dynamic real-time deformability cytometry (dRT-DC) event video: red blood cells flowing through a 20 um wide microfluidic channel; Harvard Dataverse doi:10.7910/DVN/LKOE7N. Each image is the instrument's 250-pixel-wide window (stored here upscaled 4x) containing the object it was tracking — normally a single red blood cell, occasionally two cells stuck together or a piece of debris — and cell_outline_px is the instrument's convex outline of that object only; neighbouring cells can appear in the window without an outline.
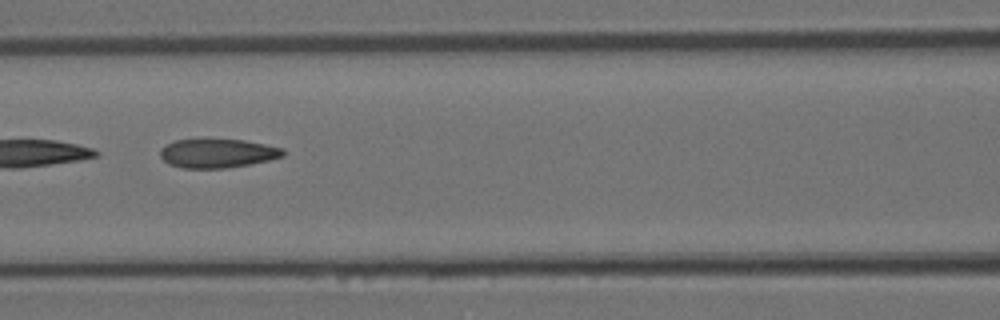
{"species": "Egyptian fruit bat (a non-hibernating species)", "species_latin": "Rousettus aegyptiacus", "temperature_condition": "room temperature", "stored_images_in_passage": 23, "camera_frame_rate_fps": 3000, "um_per_image_px": 0.085, "animal": {"sex": "female"}, "frame": {"image": 1, "passage_image": 18, "time_ms": 5.667, "image_size_px": [1000, 320], "cell_outline_px": [[284, 156], [268, 160], [248, 164], [224, 168], [180, 168], [168, 164], [160, 156], [160, 148], [164, 144], [176, 140], [244, 140], [284, 148]], "centroid_in_image_um": [18.45, 13.03], "position_along_channel_um": 148.2, "area_um2": 20.58}}
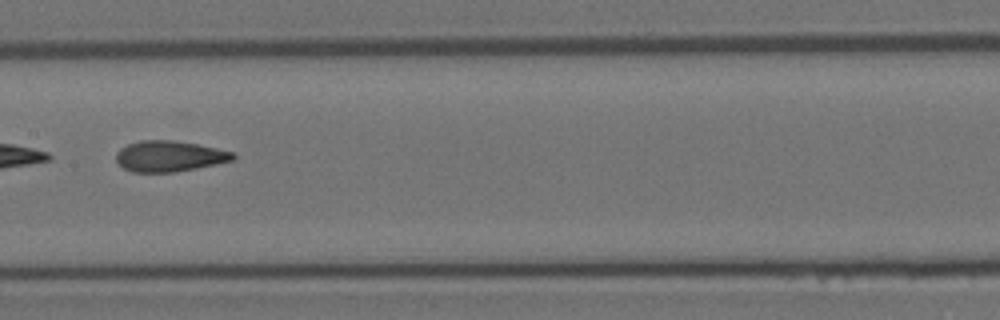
{"frame": {"image": 2, "passage_image": 21, "time_ms": 6.667, "image_size_px": [1000, 320], "cell_outline_px": [[236, 160], [176, 172], [132, 172], [124, 168], [116, 160], [116, 152], [120, 148], [128, 144], [140, 140], [172, 140], [196, 144], [236, 152]], "centroid_in_image_um": [14.42, 13.28], "position_along_channel_um": 193.0, "area_um2": 21.1}}